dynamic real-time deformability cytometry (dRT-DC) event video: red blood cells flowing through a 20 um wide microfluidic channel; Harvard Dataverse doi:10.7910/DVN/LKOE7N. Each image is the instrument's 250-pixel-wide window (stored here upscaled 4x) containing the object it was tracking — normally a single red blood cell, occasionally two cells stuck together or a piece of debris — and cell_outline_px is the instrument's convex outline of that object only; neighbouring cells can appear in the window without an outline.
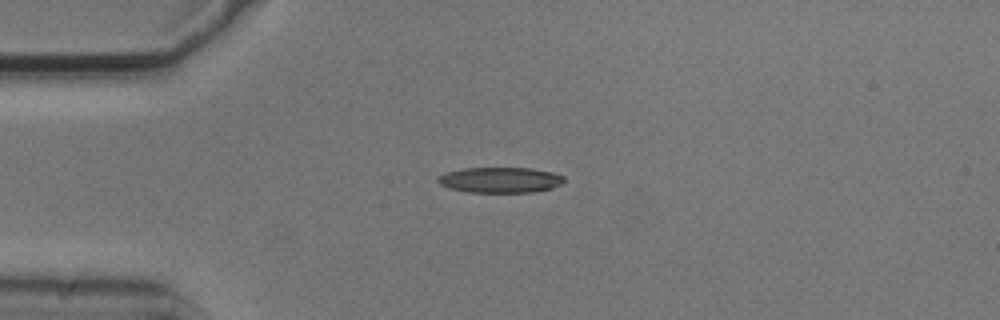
{"species": "common noctule bat (a hibernating species)", "species_latin": "Nyctalus noctula", "temperature_condition": "cold", "stored_images_in_passage": 12, "camera_frame_rate_fps": 3000, "um_per_image_px": 0.085, "animal": {"sex": "male", "body_mass_g": 20.5, "forearm_length_mm": 52.5}, "frame": {"image": 1, "passage_image": 1, "time_ms": 0.0, "image_size_px": [1000, 320], "cell_outline_px": [[564, 180], [560, 184], [552, 188], [532, 192], [468, 192], [448, 188], [440, 184], [436, 180], [436, 176], [444, 172], [464, 168], [532, 168], [552, 172], [564, 176]], "centroid_in_image_um": [42.46, 15.29], "position_along_channel_um": 42.5, "area_um2": 18.9}}
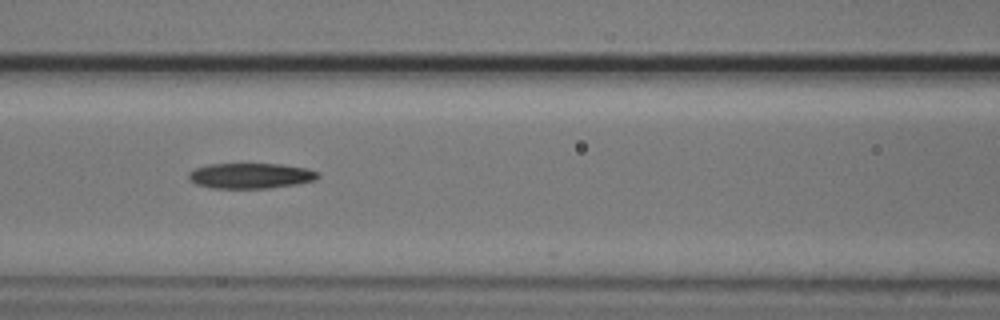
{"frame": {"image": 2, "passage_image": 4, "time_ms": 1.0, "image_size_px": [1000, 320], "cell_outline_px": [[320, 176], [316, 180], [296, 184], [268, 188], [212, 188], [196, 184], [188, 180], [188, 172], [196, 168], [208, 164], [280, 164], [308, 168], [320, 172]], "centroid_in_image_um": [21.31, 14.93], "position_along_channel_um": 145.3, "area_um2": 19.31}}
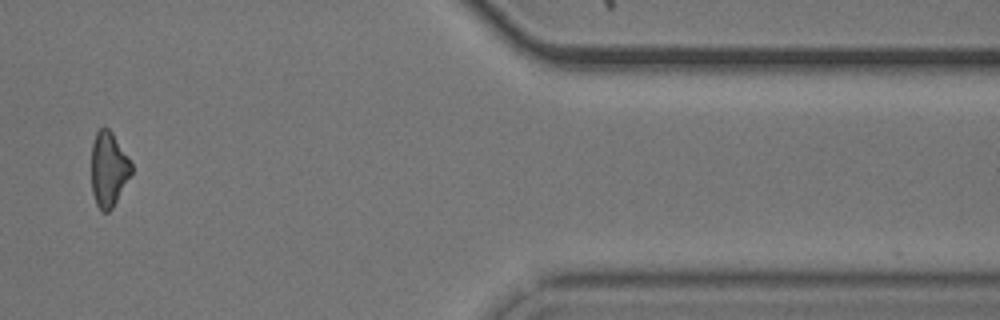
{"frame": {"image": 3, "passage_image": 10, "time_ms": 3.0, "image_size_px": [1000, 320], "cell_outline_px": [[132, 172], [112, 208], [108, 212], [100, 212], [96, 204], [92, 192], [92, 144], [96, 132], [100, 128], [108, 128], [112, 132], [132, 164]], "centroid_in_image_um": [9.22, 14.4], "position_along_channel_um": 402.2, "area_um2": 17.22}}